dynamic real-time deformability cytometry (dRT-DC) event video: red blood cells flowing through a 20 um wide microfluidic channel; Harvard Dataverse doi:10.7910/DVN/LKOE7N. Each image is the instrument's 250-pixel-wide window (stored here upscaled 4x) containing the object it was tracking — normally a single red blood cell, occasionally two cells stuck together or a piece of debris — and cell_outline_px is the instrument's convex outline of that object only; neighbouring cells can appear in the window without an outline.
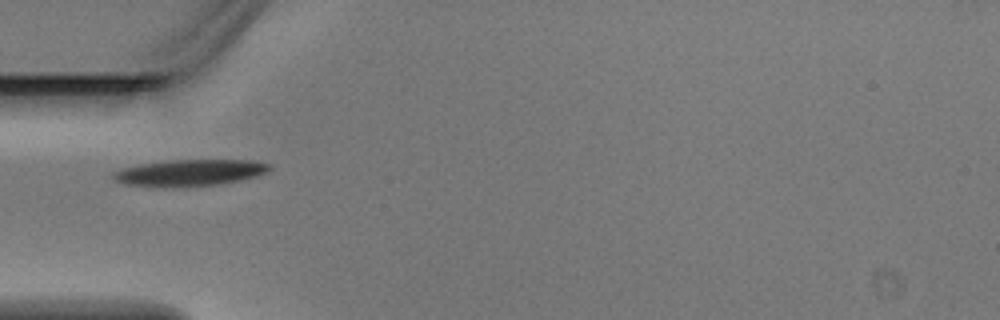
{"species": "Egyptian fruit bat (a non-hibernating species)", "species_latin": "Rousettus aegyptiacus", "temperature_condition": "warm", "stored_images_in_passage": 5, "camera_frame_rate_fps": 3000, "um_per_image_px": 0.085, "animal": {"sex": "male"}, "frame": {"image": 1, "passage_image": 5, "time_ms": 1.333, "image_size_px": [1000, 320], "cell_outline_px": [[272, 168], [268, 172], [256, 176], [240, 180], [220, 184], [164, 188], [124, 184], [112, 180], [112, 172], [124, 168], [140, 164], [172, 160], [252, 160], [272, 164]], "centroid_in_image_um": [16.12, 14.69], "position_along_channel_um": 68.9, "area_um2": 24.39}}